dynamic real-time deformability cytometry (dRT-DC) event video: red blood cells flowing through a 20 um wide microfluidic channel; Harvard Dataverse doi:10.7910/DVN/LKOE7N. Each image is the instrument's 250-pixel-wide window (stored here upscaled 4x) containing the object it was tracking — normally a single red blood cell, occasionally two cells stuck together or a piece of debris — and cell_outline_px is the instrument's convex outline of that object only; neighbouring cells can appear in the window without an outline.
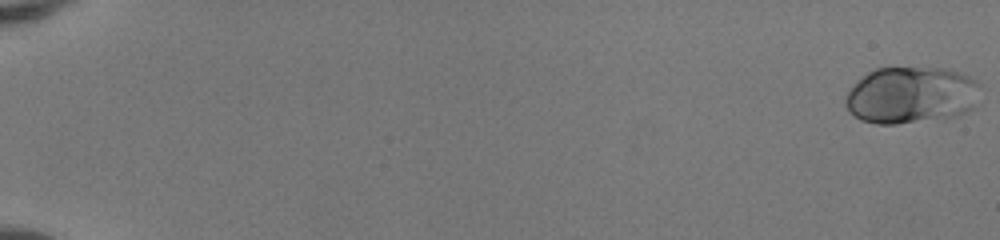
{"species": "human", "species_latin": "Homo sapiens", "temperature_condition": "room temperature", "stored_images_in_passage": 52, "camera_frame_rate_fps": 3000, "um_per_image_px": 0.085, "donor": {"sex": "female"}, "frame": {"image": 1, "passage_image": 1, "time_ms": 0.0, "image_size_px": [1000, 240], "cell_outline_px": [[984, 88], [972, 108], [956, 116], [896, 124], [876, 124], [860, 120], [844, 104], [844, 100], [848, 92], [856, 80], [868, 72], [876, 68], [944, 68], [968, 76], [976, 80]], "centroid_in_image_um": [77.46, 8.08], "position_along_channel_um": 7.5, "area_um2": 44.8}}
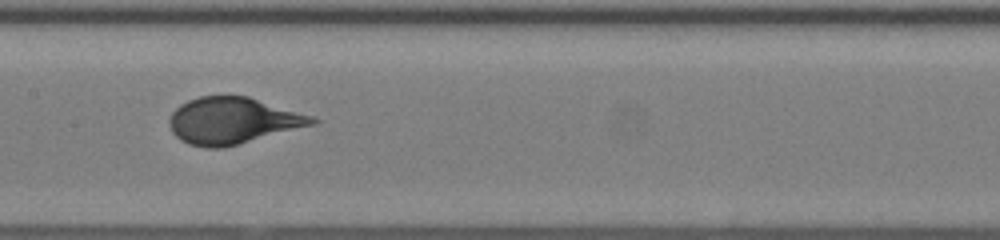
{"frame": {"image": 2, "passage_image": 29, "time_ms": 9.333, "image_size_px": [1000, 240], "cell_outline_px": [[320, 120], [316, 124], [224, 148], [204, 148], [188, 144], [180, 140], [172, 132], [168, 124], [168, 120], [172, 112], [180, 104], [188, 100], [200, 96], [248, 96], [312, 116]], "centroid_in_image_um": [19.76, 10.27], "position_along_channel_um": 187.6, "area_um2": 38.84}}
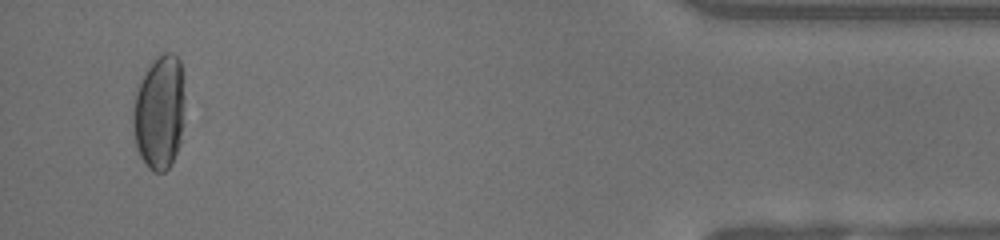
{"frame": {"image": 3, "passage_image": 50, "time_ms": 16.333, "image_size_px": [1000, 240], "cell_outline_px": [[184, 124], [180, 144], [168, 168], [164, 172], [152, 172], [148, 168], [140, 156], [136, 144], [132, 128], [132, 112], [136, 92], [140, 80], [152, 60], [164, 52], [172, 52], [180, 60], [184, 76]], "centroid_in_image_um": [13.56, 9.52], "position_along_channel_um": 421.6, "area_um2": 35.2}, "authors_computed_cell_mechanics": {"area_um2": 38.8705, "velocity_mm_per_s": 4.1617, "shape_relaxation_time_tau1_ms": 3.4381, "shape_relaxation_time_tau2_ms": null, "deformation_change_tau1": 0.1659, "deformation_change_tau2": null}}